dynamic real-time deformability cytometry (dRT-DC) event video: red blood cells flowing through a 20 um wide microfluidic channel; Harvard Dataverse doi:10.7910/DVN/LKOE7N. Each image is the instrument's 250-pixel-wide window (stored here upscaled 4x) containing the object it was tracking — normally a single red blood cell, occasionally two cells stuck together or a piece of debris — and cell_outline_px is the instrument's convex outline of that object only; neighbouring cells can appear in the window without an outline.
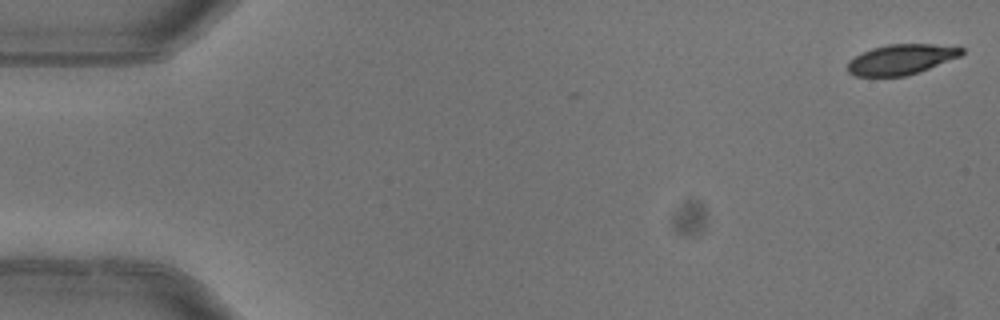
{"species": "common noctule bat (a hibernating species)", "species_latin": "Nyctalus noctula", "temperature_condition": "warm", "stored_images_in_passage": 4, "camera_frame_rate_fps": 3000, "um_per_image_px": 0.085, "animal": {"sex": "female"}, "frame": {"image": 1, "passage_image": 1, "time_ms": 0.0, "image_size_px": [1000, 320], "cell_outline_px": [[964, 52], [960, 56], [928, 68], [904, 76], [856, 76], [848, 72], [848, 60], [872, 48], [888, 44], [932, 44], [964, 48]], "centroid_in_image_um": [76.58, 5.04], "position_along_channel_um": 8.4, "area_um2": 19.71}}
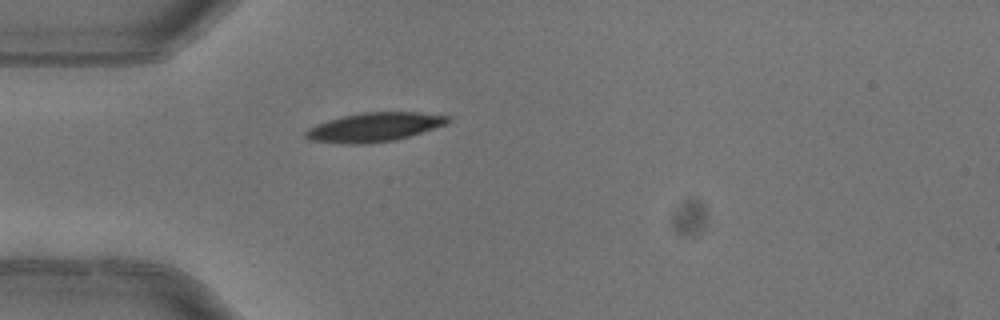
{"frame": {"image": 2, "passage_image": 4, "time_ms": 1.0, "image_size_px": [1000, 320], "cell_outline_px": [[452, 120], [448, 124], [396, 140], [368, 144], [348, 144], [308, 140], [304, 136], [304, 132], [308, 128], [316, 124], [328, 120], [360, 112], [416, 112], [452, 116]], "centroid_in_image_um": [31.83, 10.81], "position_along_channel_um": 53.2, "area_um2": 24.28}}